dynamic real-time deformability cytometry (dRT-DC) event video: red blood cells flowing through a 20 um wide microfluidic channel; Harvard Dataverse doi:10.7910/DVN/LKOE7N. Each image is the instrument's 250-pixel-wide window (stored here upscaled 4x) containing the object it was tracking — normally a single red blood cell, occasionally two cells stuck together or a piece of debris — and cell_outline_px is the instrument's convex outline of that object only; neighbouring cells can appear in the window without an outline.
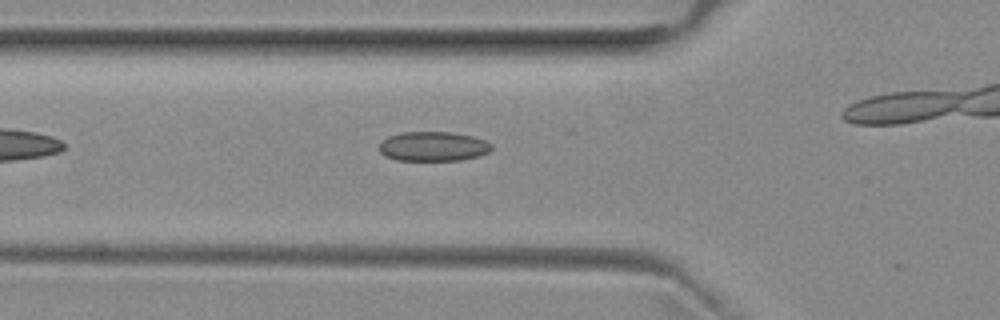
{"species": "common noctule bat (a hibernating species)", "species_latin": "Nyctalus noctula", "temperature_condition": "room temperature", "stored_images_in_passage": 29, "camera_frame_rate_fps": 3000, "um_per_image_px": 0.085, "animal": {"sex": "female", "body_mass_g": 29.2, "forearm_length_mm": 56.3}, "frame": {"image": 1, "passage_image": 6, "time_ms": 1.667, "image_size_px": [1000, 320], "cell_outline_px": [[492, 148], [488, 152], [480, 156], [460, 160], [396, 160], [384, 156], [380, 152], [380, 140], [388, 136], [400, 132], [452, 132], [472, 136], [484, 140], [492, 144]], "centroid_in_image_um": [36.8, 12.44], "position_along_channel_um": 89.0, "area_um2": 19.48}}
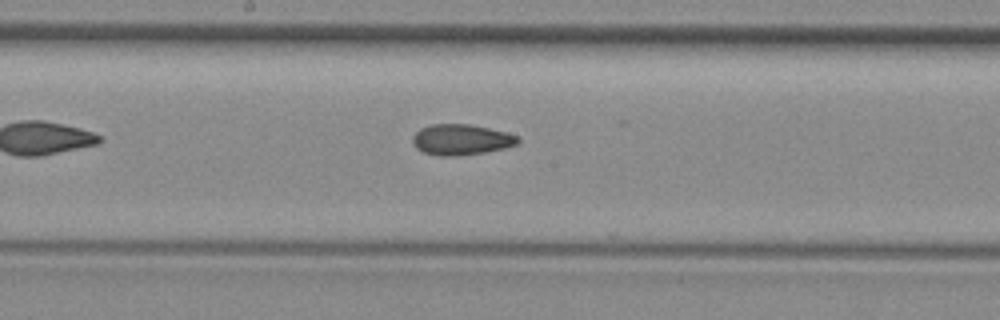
{"frame": {"image": 2, "passage_image": 15, "time_ms": 4.667, "image_size_px": [1000, 320], "cell_outline_px": [[520, 140], [516, 144], [504, 148], [484, 152], [456, 156], [440, 156], [424, 152], [416, 148], [412, 144], [412, 136], [420, 128], [432, 124], [468, 124], [488, 128], [520, 136]], "centroid_in_image_um": [39.17, 11.87], "position_along_channel_um": 209.0, "area_um2": 18.79}}
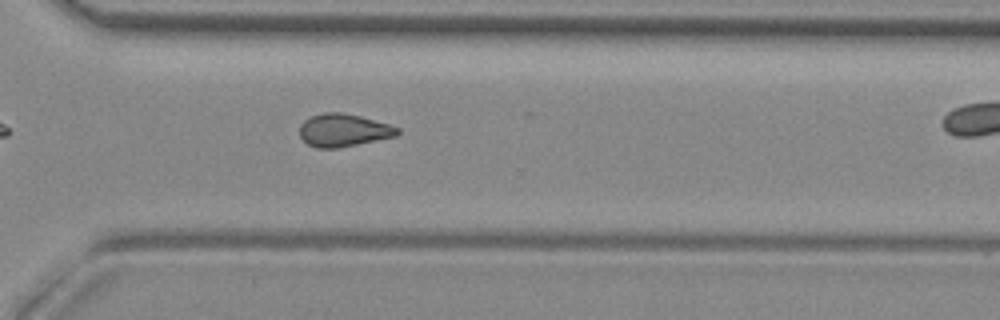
{"frame": {"image": 3, "passage_image": 25, "time_ms": 8.0, "image_size_px": [1000, 320], "cell_outline_px": [[400, 132], [396, 136], [336, 148], [316, 148], [308, 144], [300, 136], [300, 124], [304, 120], [312, 116], [324, 112], [344, 112], [360, 116], [388, 124], [400, 128]], "centroid_in_image_um": [29.18, 11.06], "position_along_channel_um": 341.4, "area_um2": 18.55}}